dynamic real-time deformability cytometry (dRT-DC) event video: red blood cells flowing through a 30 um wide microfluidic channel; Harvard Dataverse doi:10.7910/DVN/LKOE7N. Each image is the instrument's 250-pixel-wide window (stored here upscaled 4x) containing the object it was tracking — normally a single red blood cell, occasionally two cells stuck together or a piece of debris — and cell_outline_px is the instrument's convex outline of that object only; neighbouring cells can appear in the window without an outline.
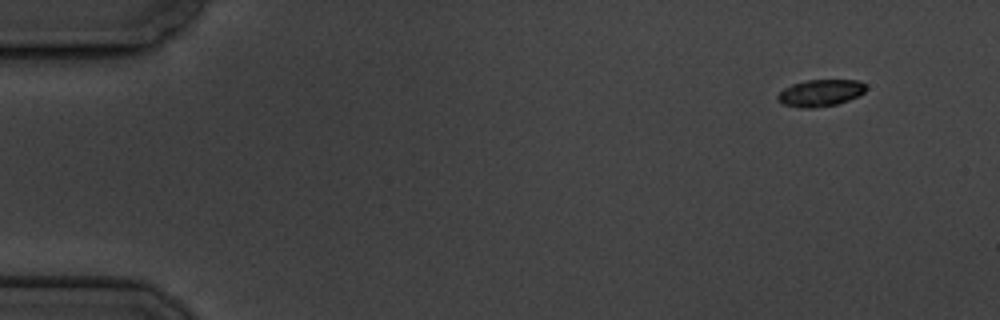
{"species": "common noctule bat (a hibernating species)", "species_latin": "Nyctalus noctula", "temperature_condition": "cold", "stored_images_in_passage": 7, "camera_frame_rate_fps": 3000, "um_per_image_px": 0.085, "animal": {"sex": "male", "body_mass_g": 19.5, "forearm_length_mm": 54.6}, "frame": {"image": 1, "passage_image": 1, "time_ms": 0.0, "image_size_px": [1000, 320], "cell_outline_px": [[868, 88], [860, 96], [836, 104], [812, 108], [800, 108], [780, 104], [776, 100], [776, 96], [784, 88], [792, 84], [808, 80], [856, 80], [864, 84]], "centroid_in_image_um": [69.7, 7.91], "position_along_channel_um": 15.3, "area_um2": 13.93}}
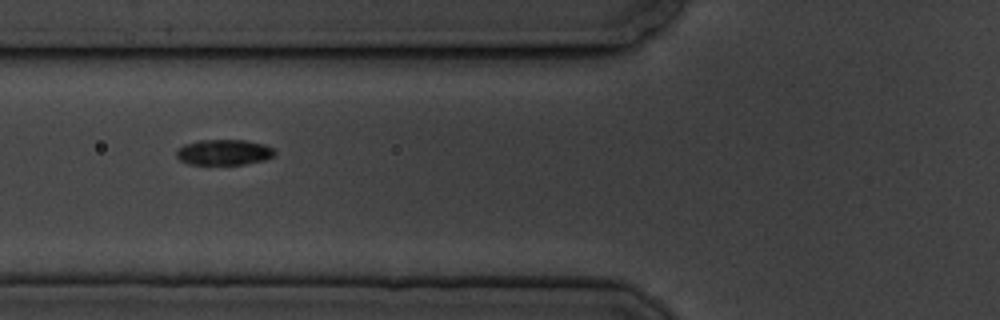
{"frame": {"image": 2, "passage_image": 6, "time_ms": 6.0, "image_size_px": [1000, 320], "cell_outline_px": [[276, 156], [264, 160], [244, 164], [188, 164], [180, 160], [176, 156], [176, 152], [184, 144], [200, 140], [244, 140], [264, 144], [272, 148], [276, 152]], "centroid_in_image_um": [19.06, 12.94], "position_along_channel_um": 106.7, "area_um2": 14.62}}
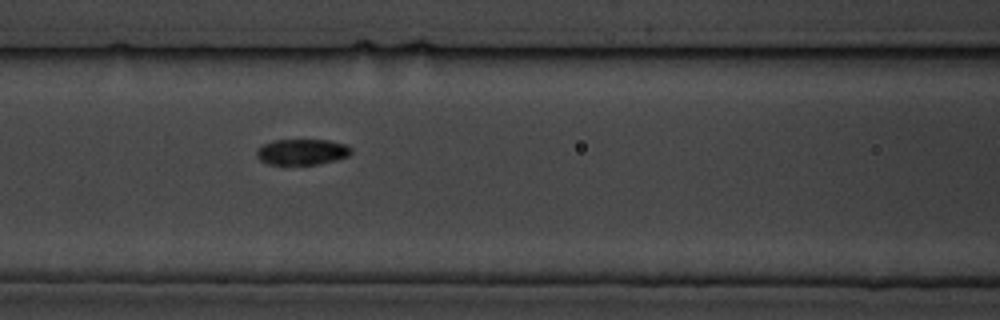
{"frame": {"image": 3, "passage_image": 7, "time_ms": 7.0, "image_size_px": [1000, 320], "cell_outline_px": [[352, 152], [348, 156], [336, 160], [316, 164], [268, 164], [260, 160], [256, 156], [256, 152], [264, 144], [276, 140], [328, 140], [348, 144], [352, 148]], "centroid_in_image_um": [25.72, 12.91], "position_along_channel_um": 140.9, "area_um2": 14.16}}